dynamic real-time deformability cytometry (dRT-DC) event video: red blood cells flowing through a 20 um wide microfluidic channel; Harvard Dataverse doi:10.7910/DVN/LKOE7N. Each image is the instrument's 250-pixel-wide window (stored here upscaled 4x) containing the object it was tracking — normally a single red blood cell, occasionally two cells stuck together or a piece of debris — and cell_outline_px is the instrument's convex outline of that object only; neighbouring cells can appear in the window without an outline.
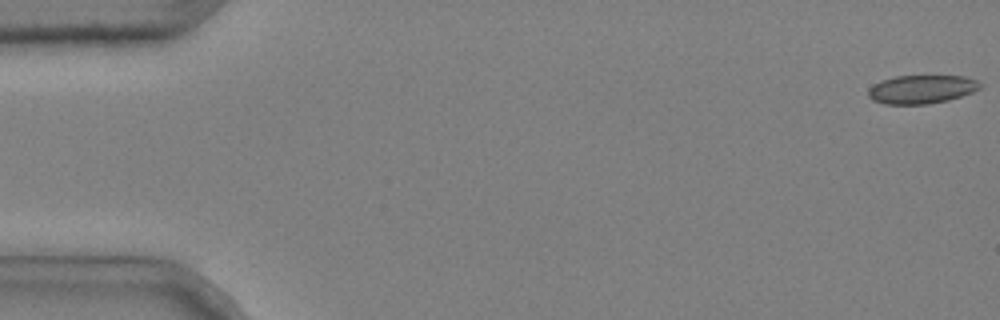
{"species": "common noctule bat (a hibernating species)", "species_latin": "Nyctalus noctula", "temperature_condition": "cold", "stored_images_in_passage": 17, "camera_frame_rate_fps": 3000, "um_per_image_px": 0.085, "animal": {"sex": "male", "body_mass_g": 20.4}, "frame": {"image": 1, "passage_image": 1, "time_ms": 0.0, "image_size_px": [1000, 320], "cell_outline_px": [[984, 84], [980, 88], [972, 92], [948, 100], [928, 104], [884, 104], [872, 100], [868, 96], [868, 88], [872, 84], [880, 80], [896, 76], [964, 76], [976, 80]], "centroid_in_image_um": [78.3, 7.59], "position_along_channel_um": 6.7, "area_um2": 18.73}}
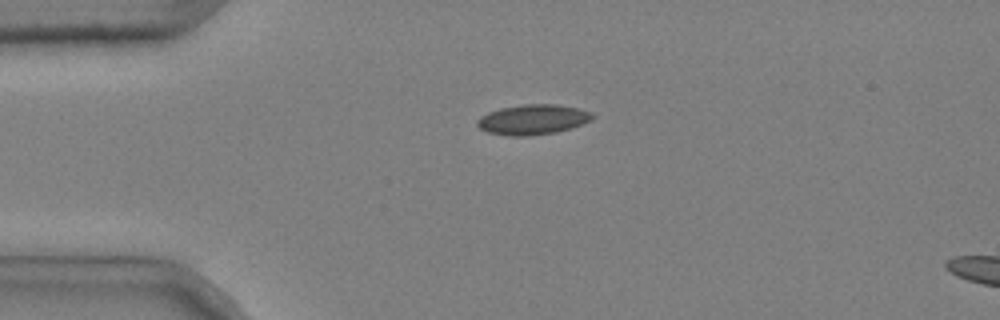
{"frame": {"image": 2, "passage_image": 13, "time_ms": 4.0, "image_size_px": [1000, 320], "cell_outline_px": [[596, 116], [592, 120], [572, 128], [556, 132], [528, 136], [508, 136], [488, 132], [480, 128], [476, 124], [476, 120], [480, 116], [488, 112], [500, 108], [524, 104], [556, 104], [576, 108], [592, 112]], "centroid_in_image_um": [45.29, 10.16], "position_along_channel_um": 39.7, "area_um2": 20.35}}